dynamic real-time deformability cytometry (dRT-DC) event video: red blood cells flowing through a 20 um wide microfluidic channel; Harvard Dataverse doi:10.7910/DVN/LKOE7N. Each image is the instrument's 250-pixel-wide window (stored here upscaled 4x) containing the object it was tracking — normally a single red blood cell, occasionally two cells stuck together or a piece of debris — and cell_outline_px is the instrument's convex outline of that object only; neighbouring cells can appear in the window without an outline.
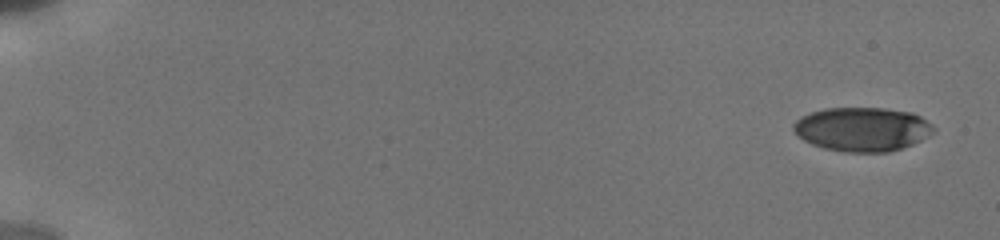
{"species": "human", "species_latin": "Homo sapiens", "temperature_condition": "cold", "stored_images_in_passage": 40, "segment_of_instrument_passage": [1, 2], "camera_frame_rate_fps": 3000, "um_per_image_px": 0.085, "donor": {"sex": "male"}, "frame": {"image": 1, "passage_image": 1, "time_ms": 0.0, "image_size_px": [1000, 240], "cell_outline_px": [[936, 132], [912, 144], [888, 152], [844, 152], [824, 148], [812, 144], [804, 140], [792, 128], [792, 124], [800, 116], [824, 108], [884, 108], [912, 112], [920, 116], [932, 124], [936, 128]], "centroid_in_image_um": [73.31, 10.98], "position_along_channel_um": 11.7, "area_um2": 36.01}}
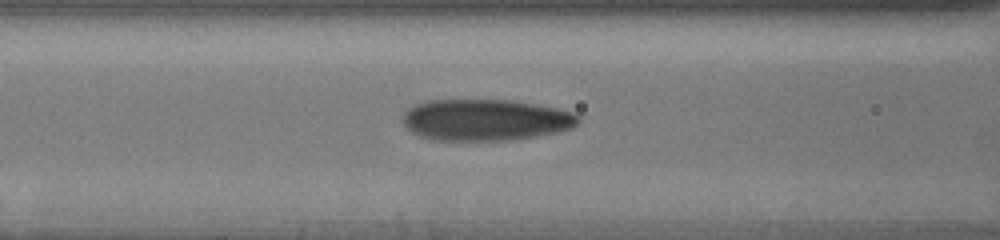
{"frame": {"image": 2, "passage_image": 17, "time_ms": 7.667, "image_size_px": [1000, 240], "cell_outline_px": [[580, 120], [572, 128], [556, 132], [536, 136], [512, 140], [432, 140], [420, 136], [412, 132], [404, 124], [400, 116], [408, 108], [416, 104], [428, 100], [512, 100], [536, 104], [556, 108], [572, 112], [580, 116]], "centroid_in_image_um": [41.25, 10.19], "position_along_channel_um": 125.4, "area_um2": 42.54}}
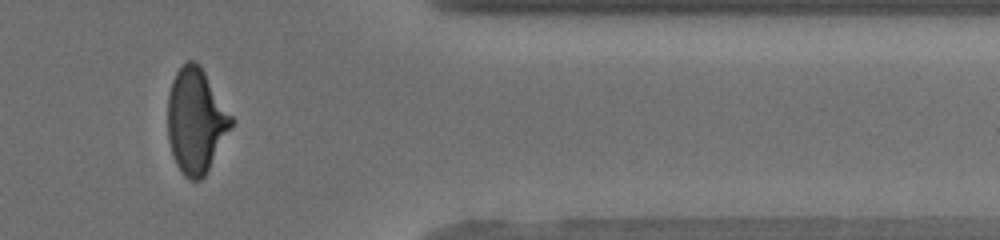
{"frame": {"image": 3, "passage_image": 35, "time_ms": 15.0, "image_size_px": [1000, 240], "cell_outline_px": [[236, 120], [232, 128], [204, 176], [200, 180], [188, 180], [184, 176], [176, 164], [168, 140], [168, 96], [172, 80], [176, 72], [188, 60], [196, 60], [200, 64]], "centroid_in_image_um": [16.68, 10.25], "position_along_channel_um": 394.7, "area_um2": 39.19}}